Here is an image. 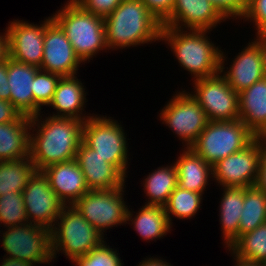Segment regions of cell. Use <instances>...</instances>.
<instances>
[{"mask_svg": "<svg viewBox=\"0 0 266 266\" xmlns=\"http://www.w3.org/2000/svg\"><path fill=\"white\" fill-rule=\"evenodd\" d=\"M218 218L221 226L222 245L228 249L238 238L240 214L243 210L244 187H221Z\"/></svg>", "mask_w": 266, "mask_h": 266, "instance_id": "obj_25", "label": "cell"}, {"mask_svg": "<svg viewBox=\"0 0 266 266\" xmlns=\"http://www.w3.org/2000/svg\"><path fill=\"white\" fill-rule=\"evenodd\" d=\"M7 79V61H5L0 63V99L10 102V88Z\"/></svg>", "mask_w": 266, "mask_h": 266, "instance_id": "obj_41", "label": "cell"}, {"mask_svg": "<svg viewBox=\"0 0 266 266\" xmlns=\"http://www.w3.org/2000/svg\"><path fill=\"white\" fill-rule=\"evenodd\" d=\"M39 67L7 59L8 85L10 102L28 117L34 116L33 80Z\"/></svg>", "mask_w": 266, "mask_h": 266, "instance_id": "obj_21", "label": "cell"}, {"mask_svg": "<svg viewBox=\"0 0 266 266\" xmlns=\"http://www.w3.org/2000/svg\"><path fill=\"white\" fill-rule=\"evenodd\" d=\"M228 250L235 257L263 263L266 260V222L238 237Z\"/></svg>", "mask_w": 266, "mask_h": 266, "instance_id": "obj_31", "label": "cell"}, {"mask_svg": "<svg viewBox=\"0 0 266 266\" xmlns=\"http://www.w3.org/2000/svg\"><path fill=\"white\" fill-rule=\"evenodd\" d=\"M190 85L193 88L187 90L205 111L208 121L239 119V93L230 87L221 73L194 80Z\"/></svg>", "mask_w": 266, "mask_h": 266, "instance_id": "obj_11", "label": "cell"}, {"mask_svg": "<svg viewBox=\"0 0 266 266\" xmlns=\"http://www.w3.org/2000/svg\"><path fill=\"white\" fill-rule=\"evenodd\" d=\"M160 165L148 172L141 182L146 205L164 207L174 189L178 186V176L174 162ZM147 197V198H146Z\"/></svg>", "mask_w": 266, "mask_h": 266, "instance_id": "obj_27", "label": "cell"}, {"mask_svg": "<svg viewBox=\"0 0 266 266\" xmlns=\"http://www.w3.org/2000/svg\"><path fill=\"white\" fill-rule=\"evenodd\" d=\"M126 184L128 183L112 190H89L73 206L86 221L106 237L107 230L126 226L129 206L125 194Z\"/></svg>", "mask_w": 266, "mask_h": 266, "instance_id": "obj_9", "label": "cell"}, {"mask_svg": "<svg viewBox=\"0 0 266 266\" xmlns=\"http://www.w3.org/2000/svg\"><path fill=\"white\" fill-rule=\"evenodd\" d=\"M30 117L21 115L16 121L0 124V161L29 157Z\"/></svg>", "mask_w": 266, "mask_h": 266, "instance_id": "obj_26", "label": "cell"}, {"mask_svg": "<svg viewBox=\"0 0 266 266\" xmlns=\"http://www.w3.org/2000/svg\"><path fill=\"white\" fill-rule=\"evenodd\" d=\"M255 138L239 119L209 121L190 148L213 166L221 159L243 150Z\"/></svg>", "mask_w": 266, "mask_h": 266, "instance_id": "obj_7", "label": "cell"}, {"mask_svg": "<svg viewBox=\"0 0 266 266\" xmlns=\"http://www.w3.org/2000/svg\"><path fill=\"white\" fill-rule=\"evenodd\" d=\"M1 257H0V266H37L34 263L18 260L13 257L9 256H1Z\"/></svg>", "mask_w": 266, "mask_h": 266, "instance_id": "obj_45", "label": "cell"}, {"mask_svg": "<svg viewBox=\"0 0 266 266\" xmlns=\"http://www.w3.org/2000/svg\"><path fill=\"white\" fill-rule=\"evenodd\" d=\"M21 115L11 102L0 99V124L16 121Z\"/></svg>", "mask_w": 266, "mask_h": 266, "instance_id": "obj_40", "label": "cell"}, {"mask_svg": "<svg viewBox=\"0 0 266 266\" xmlns=\"http://www.w3.org/2000/svg\"><path fill=\"white\" fill-rule=\"evenodd\" d=\"M89 190H112L122 187L127 179L95 150L80 143L76 158Z\"/></svg>", "mask_w": 266, "mask_h": 266, "instance_id": "obj_19", "label": "cell"}, {"mask_svg": "<svg viewBox=\"0 0 266 266\" xmlns=\"http://www.w3.org/2000/svg\"><path fill=\"white\" fill-rule=\"evenodd\" d=\"M50 187L65 205H73L89 191L76 159L56 163L42 170Z\"/></svg>", "mask_w": 266, "mask_h": 266, "instance_id": "obj_20", "label": "cell"}, {"mask_svg": "<svg viewBox=\"0 0 266 266\" xmlns=\"http://www.w3.org/2000/svg\"><path fill=\"white\" fill-rule=\"evenodd\" d=\"M227 21L210 0H175L172 13L162 26L213 31Z\"/></svg>", "mask_w": 266, "mask_h": 266, "instance_id": "obj_17", "label": "cell"}, {"mask_svg": "<svg viewBox=\"0 0 266 266\" xmlns=\"http://www.w3.org/2000/svg\"><path fill=\"white\" fill-rule=\"evenodd\" d=\"M51 15L84 65L101 52H109L105 41L104 18L83 10L73 0H65L60 9Z\"/></svg>", "mask_w": 266, "mask_h": 266, "instance_id": "obj_4", "label": "cell"}, {"mask_svg": "<svg viewBox=\"0 0 266 266\" xmlns=\"http://www.w3.org/2000/svg\"><path fill=\"white\" fill-rule=\"evenodd\" d=\"M0 32V63L7 61L9 58V40L5 29Z\"/></svg>", "mask_w": 266, "mask_h": 266, "instance_id": "obj_42", "label": "cell"}, {"mask_svg": "<svg viewBox=\"0 0 266 266\" xmlns=\"http://www.w3.org/2000/svg\"><path fill=\"white\" fill-rule=\"evenodd\" d=\"M28 223L51 230L65 204L50 187L43 171H35L22 191Z\"/></svg>", "mask_w": 266, "mask_h": 266, "instance_id": "obj_13", "label": "cell"}, {"mask_svg": "<svg viewBox=\"0 0 266 266\" xmlns=\"http://www.w3.org/2000/svg\"><path fill=\"white\" fill-rule=\"evenodd\" d=\"M157 114V120L171 130L183 148L190 147L209 122L205 111L191 93L185 89L173 92ZM168 126V127H167Z\"/></svg>", "mask_w": 266, "mask_h": 266, "instance_id": "obj_8", "label": "cell"}, {"mask_svg": "<svg viewBox=\"0 0 266 266\" xmlns=\"http://www.w3.org/2000/svg\"><path fill=\"white\" fill-rule=\"evenodd\" d=\"M53 21L52 15L38 23L13 19L8 22L6 31L9 40V57L13 60L41 67L45 28Z\"/></svg>", "mask_w": 266, "mask_h": 266, "instance_id": "obj_14", "label": "cell"}, {"mask_svg": "<svg viewBox=\"0 0 266 266\" xmlns=\"http://www.w3.org/2000/svg\"><path fill=\"white\" fill-rule=\"evenodd\" d=\"M83 62L75 54L65 32L53 20L44 31L43 59L40 69L61 77L79 74Z\"/></svg>", "mask_w": 266, "mask_h": 266, "instance_id": "obj_16", "label": "cell"}, {"mask_svg": "<svg viewBox=\"0 0 266 266\" xmlns=\"http://www.w3.org/2000/svg\"><path fill=\"white\" fill-rule=\"evenodd\" d=\"M83 10L105 18L112 13L123 0H73Z\"/></svg>", "mask_w": 266, "mask_h": 266, "instance_id": "obj_37", "label": "cell"}, {"mask_svg": "<svg viewBox=\"0 0 266 266\" xmlns=\"http://www.w3.org/2000/svg\"><path fill=\"white\" fill-rule=\"evenodd\" d=\"M239 120L256 137H266V77L239 93Z\"/></svg>", "mask_w": 266, "mask_h": 266, "instance_id": "obj_24", "label": "cell"}, {"mask_svg": "<svg viewBox=\"0 0 266 266\" xmlns=\"http://www.w3.org/2000/svg\"><path fill=\"white\" fill-rule=\"evenodd\" d=\"M228 251V253L231 255L230 257H232V261H233V266H263V263H259V262H251V261H247L238 257H235L228 249H225V251Z\"/></svg>", "mask_w": 266, "mask_h": 266, "instance_id": "obj_46", "label": "cell"}, {"mask_svg": "<svg viewBox=\"0 0 266 266\" xmlns=\"http://www.w3.org/2000/svg\"><path fill=\"white\" fill-rule=\"evenodd\" d=\"M36 169L30 156L0 161V196L8 192H22Z\"/></svg>", "mask_w": 266, "mask_h": 266, "instance_id": "obj_28", "label": "cell"}, {"mask_svg": "<svg viewBox=\"0 0 266 266\" xmlns=\"http://www.w3.org/2000/svg\"><path fill=\"white\" fill-rule=\"evenodd\" d=\"M150 256V257H149ZM136 266H174L173 264L167 262L166 259H164L162 256H152L148 255L146 258H143L141 262H138Z\"/></svg>", "mask_w": 266, "mask_h": 266, "instance_id": "obj_43", "label": "cell"}, {"mask_svg": "<svg viewBox=\"0 0 266 266\" xmlns=\"http://www.w3.org/2000/svg\"><path fill=\"white\" fill-rule=\"evenodd\" d=\"M117 249L114 246L112 248L105 239L86 255L75 258L71 264L73 266H124L123 259L119 256V249Z\"/></svg>", "mask_w": 266, "mask_h": 266, "instance_id": "obj_34", "label": "cell"}, {"mask_svg": "<svg viewBox=\"0 0 266 266\" xmlns=\"http://www.w3.org/2000/svg\"><path fill=\"white\" fill-rule=\"evenodd\" d=\"M61 76L39 69L33 80L34 116L48 108Z\"/></svg>", "mask_w": 266, "mask_h": 266, "instance_id": "obj_33", "label": "cell"}, {"mask_svg": "<svg viewBox=\"0 0 266 266\" xmlns=\"http://www.w3.org/2000/svg\"><path fill=\"white\" fill-rule=\"evenodd\" d=\"M254 36L256 37H252L253 38L252 40L259 46L262 56L264 71L266 74V34H255Z\"/></svg>", "mask_w": 266, "mask_h": 266, "instance_id": "obj_44", "label": "cell"}, {"mask_svg": "<svg viewBox=\"0 0 266 266\" xmlns=\"http://www.w3.org/2000/svg\"><path fill=\"white\" fill-rule=\"evenodd\" d=\"M208 30L161 28L160 42L166 45L178 62L180 71L191 75L190 81L220 73L221 46L210 39ZM209 35V36H208Z\"/></svg>", "mask_w": 266, "mask_h": 266, "instance_id": "obj_3", "label": "cell"}, {"mask_svg": "<svg viewBox=\"0 0 266 266\" xmlns=\"http://www.w3.org/2000/svg\"><path fill=\"white\" fill-rule=\"evenodd\" d=\"M242 20L254 27L255 34H266V0H247Z\"/></svg>", "mask_w": 266, "mask_h": 266, "instance_id": "obj_35", "label": "cell"}, {"mask_svg": "<svg viewBox=\"0 0 266 266\" xmlns=\"http://www.w3.org/2000/svg\"><path fill=\"white\" fill-rule=\"evenodd\" d=\"M28 223L22 192H8L0 196V228ZM3 225V226H2Z\"/></svg>", "mask_w": 266, "mask_h": 266, "instance_id": "obj_32", "label": "cell"}, {"mask_svg": "<svg viewBox=\"0 0 266 266\" xmlns=\"http://www.w3.org/2000/svg\"><path fill=\"white\" fill-rule=\"evenodd\" d=\"M238 51L234 58L231 56L229 58L228 54L231 53L221 50L220 73L226 78L230 87L240 93L266 77V74L259 46L252 39L249 38L248 43L244 47L242 45Z\"/></svg>", "mask_w": 266, "mask_h": 266, "instance_id": "obj_15", "label": "cell"}, {"mask_svg": "<svg viewBox=\"0 0 266 266\" xmlns=\"http://www.w3.org/2000/svg\"><path fill=\"white\" fill-rule=\"evenodd\" d=\"M238 237L266 222V193L255 186L244 188L243 210L240 214Z\"/></svg>", "mask_w": 266, "mask_h": 266, "instance_id": "obj_29", "label": "cell"}, {"mask_svg": "<svg viewBox=\"0 0 266 266\" xmlns=\"http://www.w3.org/2000/svg\"><path fill=\"white\" fill-rule=\"evenodd\" d=\"M0 247L5 255L18 260L42 264L55 263L52 254L51 230L26 223L0 231Z\"/></svg>", "mask_w": 266, "mask_h": 266, "instance_id": "obj_10", "label": "cell"}, {"mask_svg": "<svg viewBox=\"0 0 266 266\" xmlns=\"http://www.w3.org/2000/svg\"><path fill=\"white\" fill-rule=\"evenodd\" d=\"M218 11L228 20L239 23L244 15L247 0H210ZM237 21V22H236Z\"/></svg>", "mask_w": 266, "mask_h": 266, "instance_id": "obj_36", "label": "cell"}, {"mask_svg": "<svg viewBox=\"0 0 266 266\" xmlns=\"http://www.w3.org/2000/svg\"><path fill=\"white\" fill-rule=\"evenodd\" d=\"M45 110L30 117L29 156L36 171L75 159L82 142L84 121L51 116Z\"/></svg>", "mask_w": 266, "mask_h": 266, "instance_id": "obj_1", "label": "cell"}, {"mask_svg": "<svg viewBox=\"0 0 266 266\" xmlns=\"http://www.w3.org/2000/svg\"><path fill=\"white\" fill-rule=\"evenodd\" d=\"M162 23L141 0H123L104 18L109 53L160 42ZM111 50V51H110Z\"/></svg>", "mask_w": 266, "mask_h": 266, "instance_id": "obj_2", "label": "cell"}, {"mask_svg": "<svg viewBox=\"0 0 266 266\" xmlns=\"http://www.w3.org/2000/svg\"><path fill=\"white\" fill-rule=\"evenodd\" d=\"M148 10L163 23L172 13L175 0H141Z\"/></svg>", "mask_w": 266, "mask_h": 266, "instance_id": "obj_38", "label": "cell"}, {"mask_svg": "<svg viewBox=\"0 0 266 266\" xmlns=\"http://www.w3.org/2000/svg\"><path fill=\"white\" fill-rule=\"evenodd\" d=\"M121 122L123 123L110 115L107 117L106 113L104 116L95 112L84 121L82 142L127 178L132 159L129 150L131 147L128 143V133Z\"/></svg>", "mask_w": 266, "mask_h": 266, "instance_id": "obj_5", "label": "cell"}, {"mask_svg": "<svg viewBox=\"0 0 266 266\" xmlns=\"http://www.w3.org/2000/svg\"><path fill=\"white\" fill-rule=\"evenodd\" d=\"M254 186L266 193V137H264V146L259 150V170Z\"/></svg>", "mask_w": 266, "mask_h": 266, "instance_id": "obj_39", "label": "cell"}, {"mask_svg": "<svg viewBox=\"0 0 266 266\" xmlns=\"http://www.w3.org/2000/svg\"><path fill=\"white\" fill-rule=\"evenodd\" d=\"M130 207L127 209L126 224L132 226L135 233L147 243L161 240L173 231L165 207L142 204L136 212Z\"/></svg>", "mask_w": 266, "mask_h": 266, "instance_id": "obj_22", "label": "cell"}, {"mask_svg": "<svg viewBox=\"0 0 266 266\" xmlns=\"http://www.w3.org/2000/svg\"><path fill=\"white\" fill-rule=\"evenodd\" d=\"M175 157L178 186L197 193L205 194L207 186L213 181L212 166L190 147L182 148Z\"/></svg>", "mask_w": 266, "mask_h": 266, "instance_id": "obj_23", "label": "cell"}, {"mask_svg": "<svg viewBox=\"0 0 266 266\" xmlns=\"http://www.w3.org/2000/svg\"><path fill=\"white\" fill-rule=\"evenodd\" d=\"M264 146V137H256L243 150L221 159L212 166L216 187H252L259 170V150Z\"/></svg>", "mask_w": 266, "mask_h": 266, "instance_id": "obj_12", "label": "cell"}, {"mask_svg": "<svg viewBox=\"0 0 266 266\" xmlns=\"http://www.w3.org/2000/svg\"><path fill=\"white\" fill-rule=\"evenodd\" d=\"M205 195L189 191L177 186L171 193L167 204L164 206L170 224L173 226V217L176 220L195 219L200 212Z\"/></svg>", "mask_w": 266, "mask_h": 266, "instance_id": "obj_30", "label": "cell"}, {"mask_svg": "<svg viewBox=\"0 0 266 266\" xmlns=\"http://www.w3.org/2000/svg\"><path fill=\"white\" fill-rule=\"evenodd\" d=\"M78 77V78H77ZM80 75L61 77L49 108L54 111L48 115L55 117L76 118L82 121L90 118L93 113L86 112L88 91ZM53 108V109H52ZM52 113V114H51ZM87 113V114H86Z\"/></svg>", "mask_w": 266, "mask_h": 266, "instance_id": "obj_18", "label": "cell"}, {"mask_svg": "<svg viewBox=\"0 0 266 266\" xmlns=\"http://www.w3.org/2000/svg\"><path fill=\"white\" fill-rule=\"evenodd\" d=\"M107 238L86 221L73 205H65L51 229L53 260L56 262L63 254L66 260L68 258L72 262L75 258L86 255Z\"/></svg>", "mask_w": 266, "mask_h": 266, "instance_id": "obj_6", "label": "cell"}]
</instances>
